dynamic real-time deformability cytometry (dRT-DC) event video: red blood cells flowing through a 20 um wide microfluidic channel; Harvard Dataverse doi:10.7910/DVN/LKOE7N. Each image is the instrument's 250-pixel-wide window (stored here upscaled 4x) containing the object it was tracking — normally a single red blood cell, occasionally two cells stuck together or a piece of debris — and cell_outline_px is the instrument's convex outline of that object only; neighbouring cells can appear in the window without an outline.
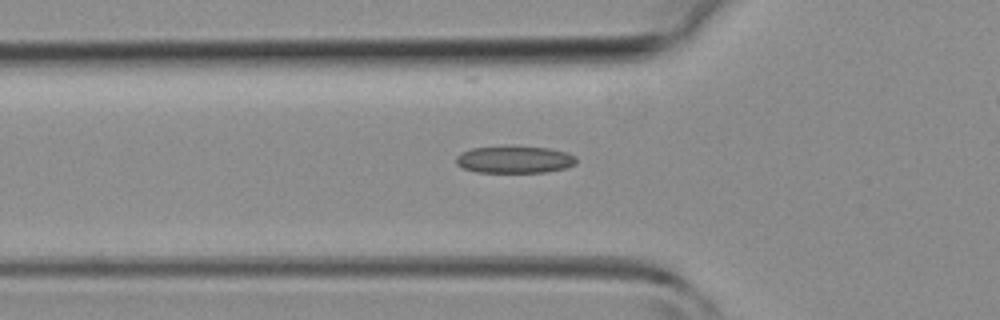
{"species": "common noctule bat (a hibernating species)", "species_latin": "Nyctalus noctula", "temperature_condition": "room temperature", "stored_images_in_passage": 16, "camera_frame_rate_fps": 3000, "um_per_image_px": 0.085, "animal": {"sex": "female", "body_mass_g": 19.3, "forearm_length_mm": 54.1}, "frame": {"image": 1, "passage_image": 7, "time_ms": 2.0, "image_size_px": [1000, 320], "cell_outline_px": [[576, 164], [564, 168], [544, 172], [476, 172], [464, 168], [456, 164], [456, 156], [460, 152], [472, 148], [548, 148], [564, 152], [576, 156]], "centroid_in_image_um": [43.71, 13.59], "position_along_channel_um": 82.1, "area_um2": 18.38}}
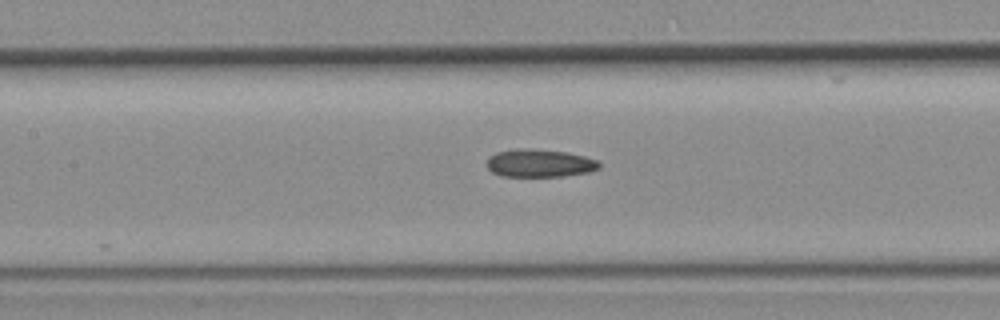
{"frame": {"image": 2, "passage_image": 12, "time_ms": 3.667, "image_size_px": [1000, 320], "cell_outline_px": [[600, 168], [588, 172], [564, 176], [500, 176], [492, 172], [488, 168], [488, 156], [496, 152], [516, 148], [520, 148], [568, 152], [584, 156], [596, 160], [600, 164]], "centroid_in_image_um": [45.85, 13.87], "position_along_channel_um": 161.6, "area_um2": 18.21}}
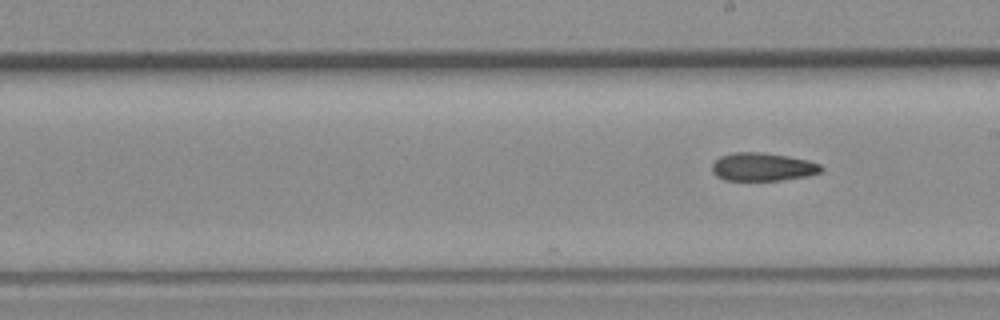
{"frame": {"image": 3, "passage_image": 16, "time_ms": 5.0, "image_size_px": [1000, 320], "cell_outline_px": [[824, 168], [820, 172], [808, 176], [780, 180], [724, 180], [716, 176], [712, 172], [712, 164], [720, 156], [732, 152], [760, 152], [788, 156], [808, 160], [820, 164]], "centroid_in_image_um": [64.81, 14.18], "position_along_channel_um": 224.2, "area_um2": 17.98}}